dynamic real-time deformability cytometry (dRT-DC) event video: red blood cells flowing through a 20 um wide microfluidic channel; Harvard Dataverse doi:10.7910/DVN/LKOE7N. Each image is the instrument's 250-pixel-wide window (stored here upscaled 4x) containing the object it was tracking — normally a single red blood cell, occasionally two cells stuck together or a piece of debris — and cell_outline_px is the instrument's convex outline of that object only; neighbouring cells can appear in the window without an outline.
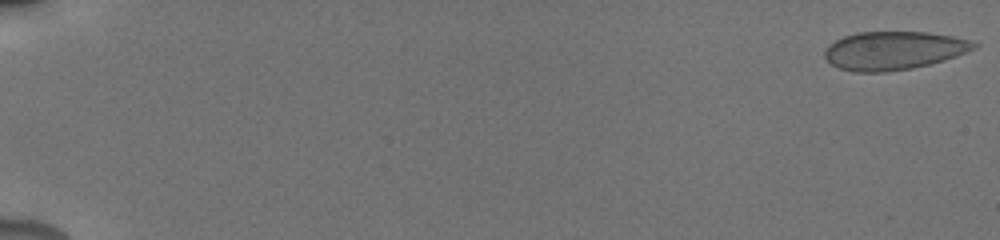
{"species": "human", "species_latin": "Homo sapiens", "temperature_condition": "cold", "stored_images_in_passage": 17, "camera_frame_rate_fps": 3000, "um_per_image_px": 0.085, "donor": {"sex": "male"}, "frame": {"image": 1, "passage_image": 1, "time_ms": 0.0, "image_size_px": [1000, 240], "cell_outline_px": [[980, 44], [976, 48], [956, 56], [944, 60], [912, 68], [884, 72], [856, 72], [840, 68], [832, 64], [824, 56], [824, 52], [828, 44], [844, 36], [856, 32], [928, 32], [952, 36], [972, 40]], "centroid_in_image_um": [75.98, 4.29], "position_along_channel_um": 9.0, "area_um2": 33.35}}
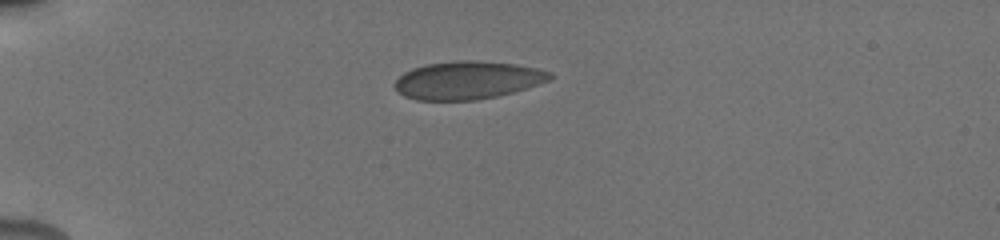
{"frame": {"image": 2, "passage_image": 14, "time_ms": 5.0, "image_size_px": [1000, 240], "cell_outline_px": [[552, 76], [548, 80], [512, 92], [496, 96], [476, 100], [416, 100], [404, 96], [392, 84], [404, 72], [412, 68], [428, 64], [456, 60], [472, 60], [516, 64], [536, 68], [552, 72]], "centroid_in_image_um": [39.7, 6.81], "position_along_channel_um": 45.3, "area_um2": 34.04}}